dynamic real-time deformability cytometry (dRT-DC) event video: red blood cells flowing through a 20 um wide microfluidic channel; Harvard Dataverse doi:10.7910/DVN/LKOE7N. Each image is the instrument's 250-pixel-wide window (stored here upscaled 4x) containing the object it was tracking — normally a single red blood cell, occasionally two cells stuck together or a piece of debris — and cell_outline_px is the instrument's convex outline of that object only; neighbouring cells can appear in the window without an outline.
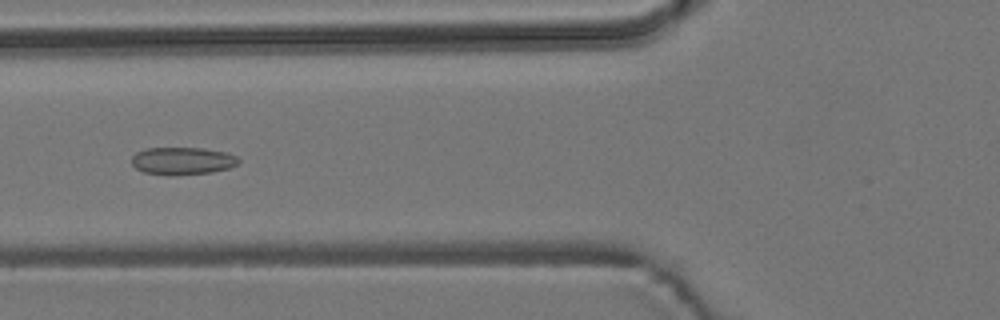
{"species": "common noctule bat (a hibernating species)", "species_latin": "Nyctalus noctula", "temperature_condition": "room temperature", "stored_images_in_passage": 55, "camera_frame_rate_fps": 3000, "um_per_image_px": 0.085, "animal": {"sex": "male", "body_mass_g": 19.2, "forearm_length_mm": 51.8}, "frame": {"image": 1, "passage_image": 20, "time_ms": 6.333, "image_size_px": [1000, 320], "cell_outline_px": [[240, 160], [236, 164], [228, 168], [212, 172], [144, 172], [136, 168], [132, 164], [132, 156], [136, 152], [148, 148], [204, 148], [228, 152], [236, 156]], "centroid_in_image_um": [15.54, 13.61], "position_along_channel_um": 110.3, "area_um2": 16.24}}
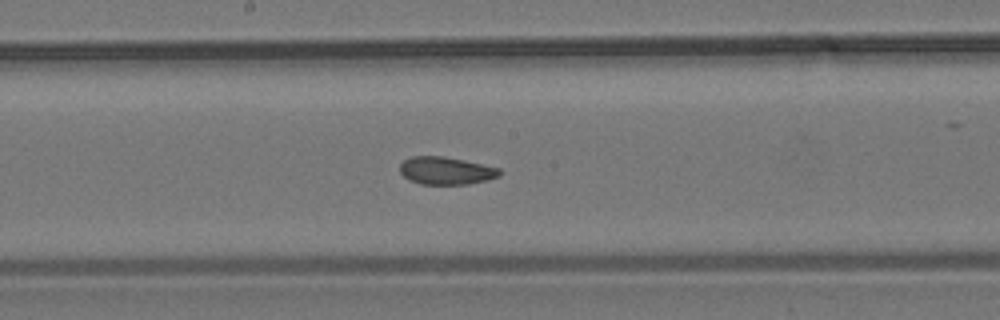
{"frame": {"image": 2, "passage_image": 28, "time_ms": 9.0, "image_size_px": [1000, 320], "cell_outline_px": [[500, 176], [488, 180], [468, 184], [420, 184], [408, 180], [400, 172], [400, 164], [404, 160], [412, 156], [444, 156], [464, 160], [500, 168]], "centroid_in_image_um": [37.9, 14.51], "position_along_channel_um": 210.3, "area_um2": 16.13}}
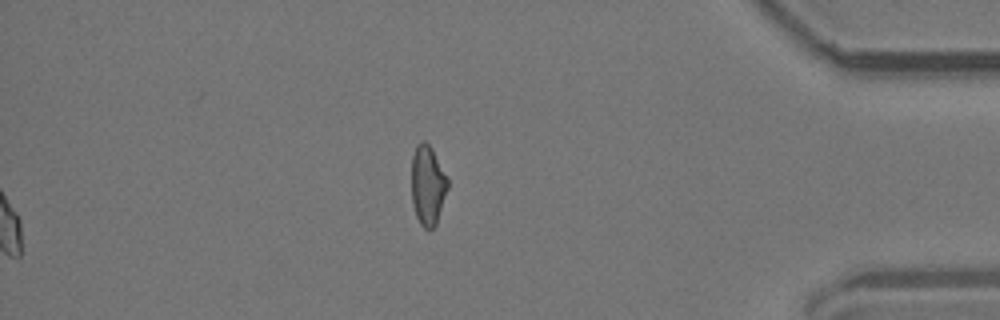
{"frame": {"image": 3, "passage_image": 55, "time_ms": 18.0, "image_size_px": [1000, 320], "cell_outline_px": [[448, 188], [436, 224], [432, 228], [424, 228], [420, 224], [416, 216], [412, 200], [412, 156], [416, 144], [420, 140], [424, 140], [432, 148], [448, 180]], "centroid_in_image_um": [36.34, 15.72], "position_along_channel_um": 398.9, "area_um2": 16.7}, "authors_computed_cell_mechanics": {"area_um2": 16.8198, "velocity_mm_per_s": 3.7486, "shape_relaxation_time_tau1_ms": null, "shape_relaxation_time_tau2_ms": 2.1889, "deformation_change_tau1": null, "deformation_change_tau2": 0.0825}}